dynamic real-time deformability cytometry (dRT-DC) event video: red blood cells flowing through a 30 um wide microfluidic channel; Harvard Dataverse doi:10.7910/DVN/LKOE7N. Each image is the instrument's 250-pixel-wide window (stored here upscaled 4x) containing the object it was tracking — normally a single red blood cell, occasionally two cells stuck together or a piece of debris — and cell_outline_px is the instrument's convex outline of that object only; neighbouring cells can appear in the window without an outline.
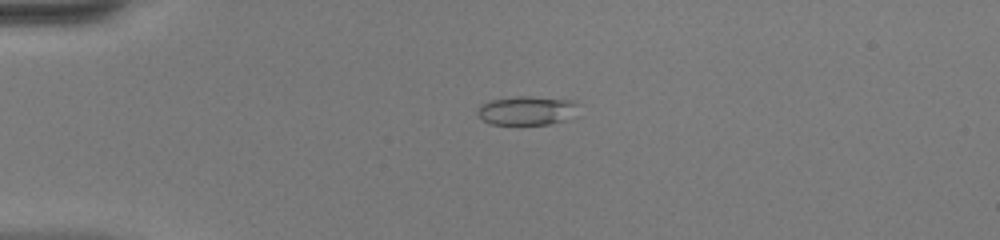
{"species": "common noctule bat (a hibernating species)", "species_latin": "Nyctalus noctula", "temperature_condition": "warm", "stored_images_in_passage": 40, "camera_frame_rate_fps": 3000, "um_per_image_px": 0.085, "animal": {"sex": "female", "body_mass_g": 20.0, "forearm_length_mm": 54.0}, "frame": {"image": 1, "passage_image": 3, "time_ms": 0.667, "image_size_px": [1000, 240], "cell_outline_px": [[576, 104], [564, 120], [552, 124], [488, 124], [476, 112], [476, 108], [480, 104], [492, 100], [516, 96], [528, 96], [572, 100]], "centroid_in_image_um": [44.64, 9.39], "position_along_channel_um": 40.4, "area_um2": 16.53}}
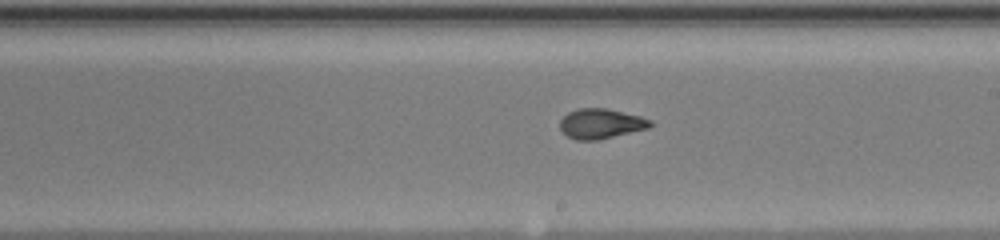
{"frame": {"image": 2, "passage_image": 20, "time_ms": 6.333, "image_size_px": [1000, 240], "cell_outline_px": [[656, 124], [648, 128], [596, 140], [576, 140], [568, 136], [560, 128], [560, 120], [568, 112], [580, 108], [608, 108], [640, 116], [652, 120]], "centroid_in_image_um": [51.1, 10.5], "position_along_channel_um": 237.9, "area_um2": 15.72}}
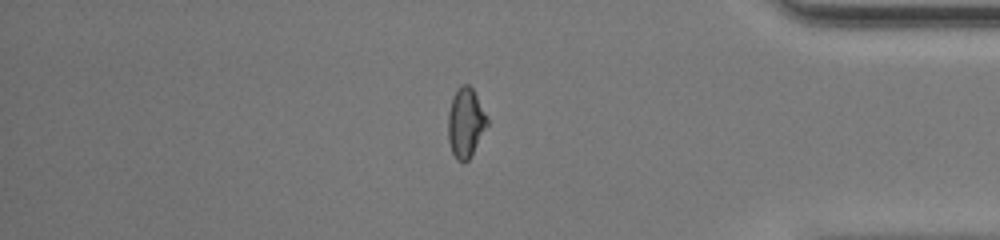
{"frame": {"image": 3, "passage_image": 33, "time_ms": 10.667, "image_size_px": [1000, 240], "cell_outline_px": [[488, 124], [468, 160], [464, 164], [456, 160], [452, 152], [448, 140], [448, 112], [452, 96], [456, 88], [460, 84], [468, 84], [472, 88], [488, 120]], "centroid_in_image_um": [39.54, 10.43], "position_along_channel_um": 395.7, "area_um2": 15.78}, "authors_computed_cell_mechanics": {"area_um2": 16.0106, "velocity_mm_per_s": 4.1883, "shape_relaxation_time_tau1_ms": null, "shape_relaxation_time_tau2_ms": 0.8117, "deformation_change_tau1": null, "deformation_change_tau2": 0.0515}}